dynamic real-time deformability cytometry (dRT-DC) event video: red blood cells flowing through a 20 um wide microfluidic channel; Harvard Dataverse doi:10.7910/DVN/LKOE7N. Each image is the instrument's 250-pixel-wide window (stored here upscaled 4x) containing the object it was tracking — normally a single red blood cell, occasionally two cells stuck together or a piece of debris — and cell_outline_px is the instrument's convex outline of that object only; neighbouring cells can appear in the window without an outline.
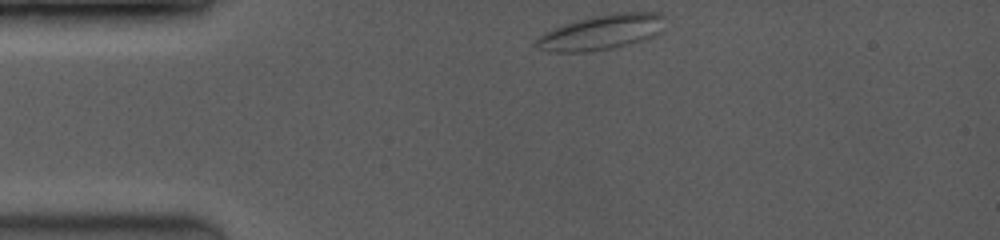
{"species": "common noctule bat (a hibernating species)", "species_latin": "Nyctalus noctula", "temperature_condition": "room temperature", "stored_images_in_passage": 43, "camera_frame_rate_fps": 3500, "um_per_image_px": 0.085, "animal": {"sex": "female", "body_mass_g": 19.0, "forearm_length_mm": 53.3}, "frame": {"image": 1, "passage_image": 1, "time_ms": 0.0, "image_size_px": [1000, 240], "cell_outline_px": [[664, 16], [656, 36], [612, 48], [588, 52], [552, 52], [536, 48], [536, 40], [540, 36], [556, 28], [580, 20], [596, 16], [616, 12], [660, 12]], "centroid_in_image_um": [51.14, 2.75], "position_along_channel_um": 33.9, "area_um2": 25.55}}
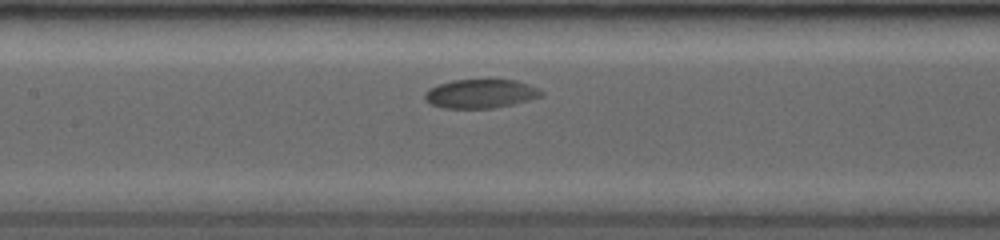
{"frame": {"image": 2, "passage_image": 17, "time_ms": 4.571, "image_size_px": [1000, 240], "cell_outline_px": [[544, 92], [540, 96], [528, 100], [512, 104], [492, 108], [444, 108], [428, 104], [424, 96], [424, 92], [440, 84], [452, 80], [516, 80], [528, 84]], "centroid_in_image_um": [40.82, 7.97], "position_along_channel_um": 166.6, "area_um2": 19.36}}
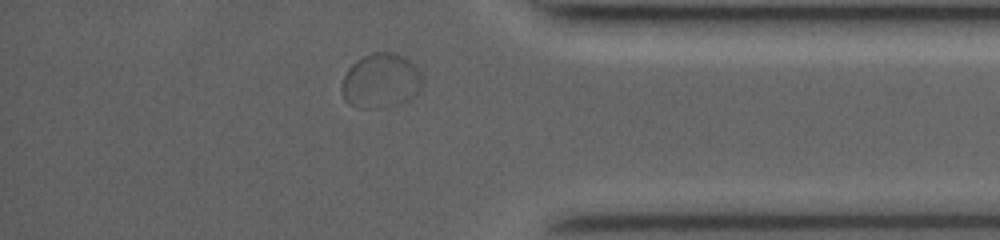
{"frame": {"image": 3, "passage_image": 39, "time_ms": 10.857, "image_size_px": [1000, 240], "cell_outline_px": [[424, 84], [416, 96], [400, 104], [380, 108], [356, 108], [348, 104], [344, 100], [340, 88], [344, 76], [348, 68], [356, 60], [372, 52], [392, 52], [404, 56], [420, 72], [424, 80]], "centroid_in_image_um": [32.37, 6.89], "position_along_channel_um": 402.8, "area_um2": 26.18}, "authors_computed_cell_mechanics": {"area_um2": 21.0392, "velocity_mm_per_s": 3.8357, "shape_relaxation_time_tau1_ms": 3.4432, "shape_relaxation_time_tau2_ms": null, "deformation_change_tau1": 0.0539, "deformation_change_tau2": null}}